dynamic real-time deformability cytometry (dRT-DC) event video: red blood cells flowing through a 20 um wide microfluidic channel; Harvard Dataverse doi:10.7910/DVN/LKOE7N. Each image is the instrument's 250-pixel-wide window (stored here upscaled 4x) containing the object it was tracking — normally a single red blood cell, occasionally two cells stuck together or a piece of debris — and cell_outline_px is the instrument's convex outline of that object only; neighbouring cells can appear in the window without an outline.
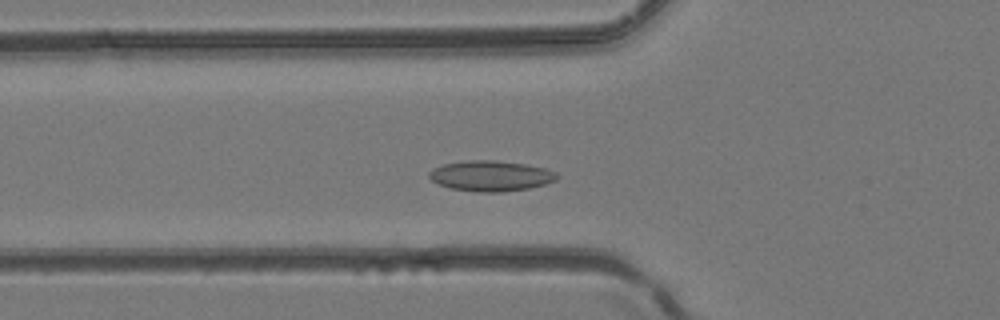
{"species": "common noctule bat (a hibernating species)", "species_latin": "Nyctalus noctula", "temperature_condition": "room temperature", "stored_images_in_passage": 37, "camera_frame_rate_fps": 3000, "um_per_image_px": 0.085, "animal": {"sex": "female", "body_mass_g": 24.6, "forearm_length_mm": 56.2}, "frame": {"image": 1, "passage_image": 10, "time_ms": 3.0, "image_size_px": [1000, 320], "cell_outline_px": [[560, 176], [556, 180], [544, 184], [528, 188], [500, 192], [476, 192], [452, 188], [440, 184], [432, 180], [428, 176], [428, 172], [444, 164], [468, 160], [496, 160], [524, 164], [544, 168], [556, 172]], "centroid_in_image_um": [41.74, 14.95], "position_along_channel_um": 84.1, "area_um2": 22.48}}
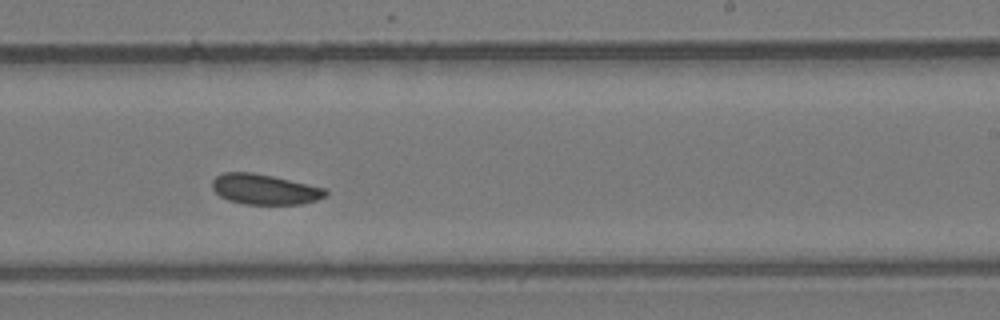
{"frame": {"image": 2, "passage_image": 21, "time_ms": 6.667, "image_size_px": [1000, 320], "cell_outline_px": [[328, 192], [324, 196], [316, 200], [300, 204], [244, 204], [228, 200], [220, 196], [212, 188], [212, 180], [216, 176], [224, 172], [252, 172], [272, 176], [324, 188]], "centroid_in_image_um": [22.45, 16.09], "position_along_channel_um": 266.6, "area_um2": 19.83}}
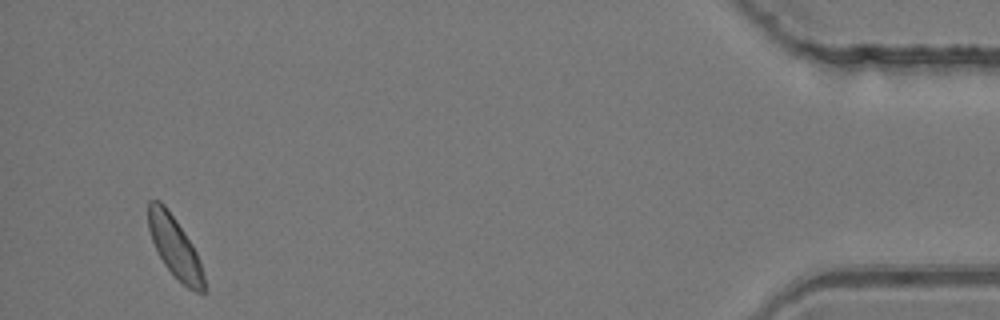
{"frame": {"image": 3, "passage_image": 35, "time_ms": 11.333, "image_size_px": [1000, 320], "cell_outline_px": [[204, 292], [196, 292], [188, 288], [164, 264], [152, 240], [148, 228], [148, 200], [160, 200], [164, 204], [176, 220], [192, 244], [200, 260], [204, 276]], "centroid_in_image_um": [14.85, 20.96], "position_along_channel_um": 420.3, "area_um2": 19.42}}